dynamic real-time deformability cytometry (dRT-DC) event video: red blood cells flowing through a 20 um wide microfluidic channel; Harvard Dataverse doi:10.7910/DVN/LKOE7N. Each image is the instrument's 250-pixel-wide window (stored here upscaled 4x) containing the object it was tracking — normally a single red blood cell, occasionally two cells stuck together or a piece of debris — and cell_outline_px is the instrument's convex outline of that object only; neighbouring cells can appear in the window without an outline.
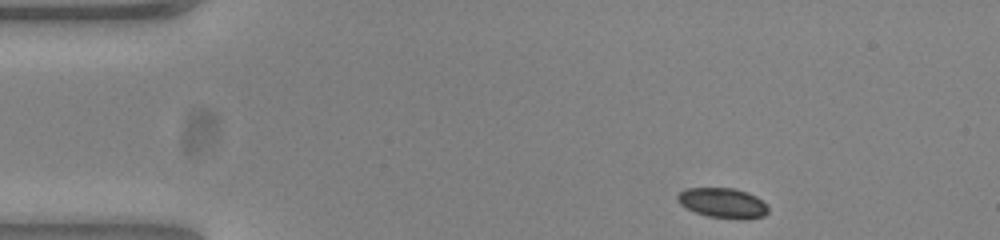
{"species": "common noctule bat (a hibernating species)", "species_latin": "Nyctalus noctula", "temperature_condition": "warm", "stored_images_in_passage": 9, "camera_frame_rate_fps": 3000, "um_per_image_px": 0.085, "animal": {"sex": "female", "body_mass_g": 23.0, "forearm_length_mm": 53.4}, "frame": {"image": 1, "passage_image": 1, "time_ms": 0.0, "image_size_px": [1000, 240], "cell_outline_px": [[768, 212], [764, 216], [708, 216], [696, 212], [680, 204], [676, 200], [676, 196], [684, 188], [732, 188], [748, 192], [756, 196], [768, 208]], "centroid_in_image_um": [61.35, 17.18], "position_along_channel_um": 23.6, "area_um2": 15.03}}